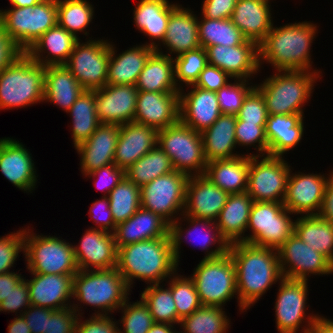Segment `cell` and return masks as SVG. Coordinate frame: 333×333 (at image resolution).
Here are the masks:
<instances>
[{
	"label": "cell",
	"mask_w": 333,
	"mask_h": 333,
	"mask_svg": "<svg viewBox=\"0 0 333 333\" xmlns=\"http://www.w3.org/2000/svg\"><path fill=\"white\" fill-rule=\"evenodd\" d=\"M73 248L79 270H107L117 265L118 248L112 232L89 227Z\"/></svg>",
	"instance_id": "21"
},
{
	"label": "cell",
	"mask_w": 333,
	"mask_h": 333,
	"mask_svg": "<svg viewBox=\"0 0 333 333\" xmlns=\"http://www.w3.org/2000/svg\"><path fill=\"white\" fill-rule=\"evenodd\" d=\"M158 131L137 122L120 125L114 164L126 170L157 145Z\"/></svg>",
	"instance_id": "29"
},
{
	"label": "cell",
	"mask_w": 333,
	"mask_h": 333,
	"mask_svg": "<svg viewBox=\"0 0 333 333\" xmlns=\"http://www.w3.org/2000/svg\"><path fill=\"white\" fill-rule=\"evenodd\" d=\"M308 290L307 280L285 277L281 279L274 302L275 323L279 333H297L298 331L310 333L319 314H314L313 311L310 314L307 313L310 307L307 305Z\"/></svg>",
	"instance_id": "11"
},
{
	"label": "cell",
	"mask_w": 333,
	"mask_h": 333,
	"mask_svg": "<svg viewBox=\"0 0 333 333\" xmlns=\"http://www.w3.org/2000/svg\"><path fill=\"white\" fill-rule=\"evenodd\" d=\"M236 122L234 114H221L220 117L201 133L206 162L233 159L243 154L236 151ZM234 150V151H233Z\"/></svg>",
	"instance_id": "36"
},
{
	"label": "cell",
	"mask_w": 333,
	"mask_h": 333,
	"mask_svg": "<svg viewBox=\"0 0 333 333\" xmlns=\"http://www.w3.org/2000/svg\"><path fill=\"white\" fill-rule=\"evenodd\" d=\"M179 92L138 91L134 122L159 131L179 121Z\"/></svg>",
	"instance_id": "25"
},
{
	"label": "cell",
	"mask_w": 333,
	"mask_h": 333,
	"mask_svg": "<svg viewBox=\"0 0 333 333\" xmlns=\"http://www.w3.org/2000/svg\"><path fill=\"white\" fill-rule=\"evenodd\" d=\"M78 41L57 24L44 33L26 54L44 67L65 65Z\"/></svg>",
	"instance_id": "35"
},
{
	"label": "cell",
	"mask_w": 333,
	"mask_h": 333,
	"mask_svg": "<svg viewBox=\"0 0 333 333\" xmlns=\"http://www.w3.org/2000/svg\"><path fill=\"white\" fill-rule=\"evenodd\" d=\"M249 81L250 80L234 79V82H229L216 92L222 114H237L244 99L255 87V83L253 84Z\"/></svg>",
	"instance_id": "53"
},
{
	"label": "cell",
	"mask_w": 333,
	"mask_h": 333,
	"mask_svg": "<svg viewBox=\"0 0 333 333\" xmlns=\"http://www.w3.org/2000/svg\"><path fill=\"white\" fill-rule=\"evenodd\" d=\"M182 222H184V225ZM185 222L186 227L183 228ZM191 234H195L197 240H195V238H193L194 235L192 236ZM169 235L172 241L173 255L178 266L180 264L181 243L184 242L185 239H190L191 244H193V240H195V242L197 241L196 245L201 248L200 250L205 251L203 259H214L223 256L229 249V244L221 236L216 223L207 219L194 218L183 214L175 222L170 224Z\"/></svg>",
	"instance_id": "17"
},
{
	"label": "cell",
	"mask_w": 333,
	"mask_h": 333,
	"mask_svg": "<svg viewBox=\"0 0 333 333\" xmlns=\"http://www.w3.org/2000/svg\"><path fill=\"white\" fill-rule=\"evenodd\" d=\"M228 253L235 265L238 302L246 310L283 278L277 249L236 242L229 244Z\"/></svg>",
	"instance_id": "1"
},
{
	"label": "cell",
	"mask_w": 333,
	"mask_h": 333,
	"mask_svg": "<svg viewBox=\"0 0 333 333\" xmlns=\"http://www.w3.org/2000/svg\"><path fill=\"white\" fill-rule=\"evenodd\" d=\"M172 171H174V168L170 158L161 147L156 145L125 170V177L141 187Z\"/></svg>",
	"instance_id": "46"
},
{
	"label": "cell",
	"mask_w": 333,
	"mask_h": 333,
	"mask_svg": "<svg viewBox=\"0 0 333 333\" xmlns=\"http://www.w3.org/2000/svg\"><path fill=\"white\" fill-rule=\"evenodd\" d=\"M54 310L31 305L21 316L24 318L31 333H45L46 317Z\"/></svg>",
	"instance_id": "63"
},
{
	"label": "cell",
	"mask_w": 333,
	"mask_h": 333,
	"mask_svg": "<svg viewBox=\"0 0 333 333\" xmlns=\"http://www.w3.org/2000/svg\"><path fill=\"white\" fill-rule=\"evenodd\" d=\"M108 200L115 224L125 222L141 207L140 187L124 177L109 193Z\"/></svg>",
	"instance_id": "48"
},
{
	"label": "cell",
	"mask_w": 333,
	"mask_h": 333,
	"mask_svg": "<svg viewBox=\"0 0 333 333\" xmlns=\"http://www.w3.org/2000/svg\"><path fill=\"white\" fill-rule=\"evenodd\" d=\"M225 308L217 306H201L191 315L180 321L182 333H227L231 319L226 315Z\"/></svg>",
	"instance_id": "47"
},
{
	"label": "cell",
	"mask_w": 333,
	"mask_h": 333,
	"mask_svg": "<svg viewBox=\"0 0 333 333\" xmlns=\"http://www.w3.org/2000/svg\"><path fill=\"white\" fill-rule=\"evenodd\" d=\"M29 228L24 227L23 256L27 271L62 275H75L79 271L72 243L60 236L38 235Z\"/></svg>",
	"instance_id": "8"
},
{
	"label": "cell",
	"mask_w": 333,
	"mask_h": 333,
	"mask_svg": "<svg viewBox=\"0 0 333 333\" xmlns=\"http://www.w3.org/2000/svg\"><path fill=\"white\" fill-rule=\"evenodd\" d=\"M78 316L72 307L54 310L46 317L45 333H76Z\"/></svg>",
	"instance_id": "57"
},
{
	"label": "cell",
	"mask_w": 333,
	"mask_h": 333,
	"mask_svg": "<svg viewBox=\"0 0 333 333\" xmlns=\"http://www.w3.org/2000/svg\"><path fill=\"white\" fill-rule=\"evenodd\" d=\"M173 59L175 83L179 90L186 86L188 88V86L195 85L200 73L208 65L206 49L201 46L173 57Z\"/></svg>",
	"instance_id": "49"
},
{
	"label": "cell",
	"mask_w": 333,
	"mask_h": 333,
	"mask_svg": "<svg viewBox=\"0 0 333 333\" xmlns=\"http://www.w3.org/2000/svg\"><path fill=\"white\" fill-rule=\"evenodd\" d=\"M295 219L294 233L333 263V223L319 215H301Z\"/></svg>",
	"instance_id": "41"
},
{
	"label": "cell",
	"mask_w": 333,
	"mask_h": 333,
	"mask_svg": "<svg viewBox=\"0 0 333 333\" xmlns=\"http://www.w3.org/2000/svg\"><path fill=\"white\" fill-rule=\"evenodd\" d=\"M170 290L175 301L177 315L181 319L191 315L202 306L195 284L190 276H183L176 271L170 277Z\"/></svg>",
	"instance_id": "50"
},
{
	"label": "cell",
	"mask_w": 333,
	"mask_h": 333,
	"mask_svg": "<svg viewBox=\"0 0 333 333\" xmlns=\"http://www.w3.org/2000/svg\"><path fill=\"white\" fill-rule=\"evenodd\" d=\"M195 284L202 306L225 308L231 299L237 298L241 313L247 310L238 302L236 270L231 255L214 259H202L190 275Z\"/></svg>",
	"instance_id": "9"
},
{
	"label": "cell",
	"mask_w": 333,
	"mask_h": 333,
	"mask_svg": "<svg viewBox=\"0 0 333 333\" xmlns=\"http://www.w3.org/2000/svg\"><path fill=\"white\" fill-rule=\"evenodd\" d=\"M161 45L166 49L165 53L162 51ZM198 47H200L198 16L193 9L179 4L170 13L163 41L155 50L173 58ZM174 54L175 56H173Z\"/></svg>",
	"instance_id": "26"
},
{
	"label": "cell",
	"mask_w": 333,
	"mask_h": 333,
	"mask_svg": "<svg viewBox=\"0 0 333 333\" xmlns=\"http://www.w3.org/2000/svg\"><path fill=\"white\" fill-rule=\"evenodd\" d=\"M189 176L176 170L140 187L141 207L159 214L169 224L183 215Z\"/></svg>",
	"instance_id": "14"
},
{
	"label": "cell",
	"mask_w": 333,
	"mask_h": 333,
	"mask_svg": "<svg viewBox=\"0 0 333 333\" xmlns=\"http://www.w3.org/2000/svg\"><path fill=\"white\" fill-rule=\"evenodd\" d=\"M179 3L169 0H139L133 10V23L139 32L148 36L154 49L163 41L170 13Z\"/></svg>",
	"instance_id": "34"
},
{
	"label": "cell",
	"mask_w": 333,
	"mask_h": 333,
	"mask_svg": "<svg viewBox=\"0 0 333 333\" xmlns=\"http://www.w3.org/2000/svg\"><path fill=\"white\" fill-rule=\"evenodd\" d=\"M310 333H333V319L319 315Z\"/></svg>",
	"instance_id": "67"
},
{
	"label": "cell",
	"mask_w": 333,
	"mask_h": 333,
	"mask_svg": "<svg viewBox=\"0 0 333 333\" xmlns=\"http://www.w3.org/2000/svg\"><path fill=\"white\" fill-rule=\"evenodd\" d=\"M231 79L232 78L225 71L208 64L200 73L195 86L217 92L220 88L231 82Z\"/></svg>",
	"instance_id": "61"
},
{
	"label": "cell",
	"mask_w": 333,
	"mask_h": 333,
	"mask_svg": "<svg viewBox=\"0 0 333 333\" xmlns=\"http://www.w3.org/2000/svg\"><path fill=\"white\" fill-rule=\"evenodd\" d=\"M283 277L309 280L311 276L333 274V263L293 233L278 249Z\"/></svg>",
	"instance_id": "16"
},
{
	"label": "cell",
	"mask_w": 333,
	"mask_h": 333,
	"mask_svg": "<svg viewBox=\"0 0 333 333\" xmlns=\"http://www.w3.org/2000/svg\"><path fill=\"white\" fill-rule=\"evenodd\" d=\"M293 215L283 203L254 202L247 224L251 234H246V243L278 249L294 233Z\"/></svg>",
	"instance_id": "12"
},
{
	"label": "cell",
	"mask_w": 333,
	"mask_h": 333,
	"mask_svg": "<svg viewBox=\"0 0 333 333\" xmlns=\"http://www.w3.org/2000/svg\"><path fill=\"white\" fill-rule=\"evenodd\" d=\"M328 177L329 174H317V172L307 174L300 171L293 173L290 170L287 192L283 201L285 208L294 216L318 215Z\"/></svg>",
	"instance_id": "18"
},
{
	"label": "cell",
	"mask_w": 333,
	"mask_h": 333,
	"mask_svg": "<svg viewBox=\"0 0 333 333\" xmlns=\"http://www.w3.org/2000/svg\"><path fill=\"white\" fill-rule=\"evenodd\" d=\"M130 291L132 292L116 267L107 270H79L73 277L72 299L77 301H73L72 308L79 316L84 314L82 308L85 304L95 309L91 315H113L130 298Z\"/></svg>",
	"instance_id": "4"
},
{
	"label": "cell",
	"mask_w": 333,
	"mask_h": 333,
	"mask_svg": "<svg viewBox=\"0 0 333 333\" xmlns=\"http://www.w3.org/2000/svg\"><path fill=\"white\" fill-rule=\"evenodd\" d=\"M45 67L22 53L0 72V110L44 102Z\"/></svg>",
	"instance_id": "6"
},
{
	"label": "cell",
	"mask_w": 333,
	"mask_h": 333,
	"mask_svg": "<svg viewBox=\"0 0 333 333\" xmlns=\"http://www.w3.org/2000/svg\"><path fill=\"white\" fill-rule=\"evenodd\" d=\"M176 325L166 323H154L147 333H175L177 329Z\"/></svg>",
	"instance_id": "69"
},
{
	"label": "cell",
	"mask_w": 333,
	"mask_h": 333,
	"mask_svg": "<svg viewBox=\"0 0 333 333\" xmlns=\"http://www.w3.org/2000/svg\"><path fill=\"white\" fill-rule=\"evenodd\" d=\"M138 89L134 85H110L95 90L96 110L101 124L134 122Z\"/></svg>",
	"instance_id": "22"
},
{
	"label": "cell",
	"mask_w": 333,
	"mask_h": 333,
	"mask_svg": "<svg viewBox=\"0 0 333 333\" xmlns=\"http://www.w3.org/2000/svg\"><path fill=\"white\" fill-rule=\"evenodd\" d=\"M236 117L246 123H266L268 112L265 100L256 87L248 93Z\"/></svg>",
	"instance_id": "55"
},
{
	"label": "cell",
	"mask_w": 333,
	"mask_h": 333,
	"mask_svg": "<svg viewBox=\"0 0 333 333\" xmlns=\"http://www.w3.org/2000/svg\"><path fill=\"white\" fill-rule=\"evenodd\" d=\"M284 157L251 156L246 192L254 202L283 203L290 170Z\"/></svg>",
	"instance_id": "13"
},
{
	"label": "cell",
	"mask_w": 333,
	"mask_h": 333,
	"mask_svg": "<svg viewBox=\"0 0 333 333\" xmlns=\"http://www.w3.org/2000/svg\"><path fill=\"white\" fill-rule=\"evenodd\" d=\"M88 215L96 225L93 227L91 226V228L102 229L112 233L115 231L116 224L110 210L108 197L102 196V198L93 202L90 206Z\"/></svg>",
	"instance_id": "60"
},
{
	"label": "cell",
	"mask_w": 333,
	"mask_h": 333,
	"mask_svg": "<svg viewBox=\"0 0 333 333\" xmlns=\"http://www.w3.org/2000/svg\"><path fill=\"white\" fill-rule=\"evenodd\" d=\"M208 64L225 71L232 80H250L260 73L259 46L250 40L226 47L213 45L206 48Z\"/></svg>",
	"instance_id": "19"
},
{
	"label": "cell",
	"mask_w": 333,
	"mask_h": 333,
	"mask_svg": "<svg viewBox=\"0 0 333 333\" xmlns=\"http://www.w3.org/2000/svg\"><path fill=\"white\" fill-rule=\"evenodd\" d=\"M270 4L271 0H238L230 18L245 38L258 46L274 24Z\"/></svg>",
	"instance_id": "30"
},
{
	"label": "cell",
	"mask_w": 333,
	"mask_h": 333,
	"mask_svg": "<svg viewBox=\"0 0 333 333\" xmlns=\"http://www.w3.org/2000/svg\"><path fill=\"white\" fill-rule=\"evenodd\" d=\"M90 0H57L58 24L80 40L79 34L89 37L95 16ZM89 32H88V31ZM80 32V33H79Z\"/></svg>",
	"instance_id": "44"
},
{
	"label": "cell",
	"mask_w": 333,
	"mask_h": 333,
	"mask_svg": "<svg viewBox=\"0 0 333 333\" xmlns=\"http://www.w3.org/2000/svg\"><path fill=\"white\" fill-rule=\"evenodd\" d=\"M198 35L204 49L213 45L233 47L247 40L231 19H210L202 15L198 17Z\"/></svg>",
	"instance_id": "43"
},
{
	"label": "cell",
	"mask_w": 333,
	"mask_h": 333,
	"mask_svg": "<svg viewBox=\"0 0 333 333\" xmlns=\"http://www.w3.org/2000/svg\"><path fill=\"white\" fill-rule=\"evenodd\" d=\"M266 123H246L237 119L235 137L237 147L247 148L254 147L256 154L252 156L268 155V140L265 134ZM249 148V149H248Z\"/></svg>",
	"instance_id": "52"
},
{
	"label": "cell",
	"mask_w": 333,
	"mask_h": 333,
	"mask_svg": "<svg viewBox=\"0 0 333 333\" xmlns=\"http://www.w3.org/2000/svg\"><path fill=\"white\" fill-rule=\"evenodd\" d=\"M85 40L75 44L64 66L85 90L93 91L107 84L110 41L92 36Z\"/></svg>",
	"instance_id": "15"
},
{
	"label": "cell",
	"mask_w": 333,
	"mask_h": 333,
	"mask_svg": "<svg viewBox=\"0 0 333 333\" xmlns=\"http://www.w3.org/2000/svg\"><path fill=\"white\" fill-rule=\"evenodd\" d=\"M84 177L94 178L93 181L96 179L93 182L95 187L104 192L103 197H108L112 189L125 177V170L112 163L85 174Z\"/></svg>",
	"instance_id": "56"
},
{
	"label": "cell",
	"mask_w": 333,
	"mask_h": 333,
	"mask_svg": "<svg viewBox=\"0 0 333 333\" xmlns=\"http://www.w3.org/2000/svg\"><path fill=\"white\" fill-rule=\"evenodd\" d=\"M32 154L12 137L0 138V171L16 188L32 193L37 185V170Z\"/></svg>",
	"instance_id": "20"
},
{
	"label": "cell",
	"mask_w": 333,
	"mask_h": 333,
	"mask_svg": "<svg viewBox=\"0 0 333 333\" xmlns=\"http://www.w3.org/2000/svg\"><path fill=\"white\" fill-rule=\"evenodd\" d=\"M20 252L24 254V228L0 237V274L11 272Z\"/></svg>",
	"instance_id": "54"
},
{
	"label": "cell",
	"mask_w": 333,
	"mask_h": 333,
	"mask_svg": "<svg viewBox=\"0 0 333 333\" xmlns=\"http://www.w3.org/2000/svg\"><path fill=\"white\" fill-rule=\"evenodd\" d=\"M84 91L64 65L45 67L44 103H53L67 112Z\"/></svg>",
	"instance_id": "39"
},
{
	"label": "cell",
	"mask_w": 333,
	"mask_h": 333,
	"mask_svg": "<svg viewBox=\"0 0 333 333\" xmlns=\"http://www.w3.org/2000/svg\"><path fill=\"white\" fill-rule=\"evenodd\" d=\"M318 215L330 223H333V170L329 172L322 206Z\"/></svg>",
	"instance_id": "65"
},
{
	"label": "cell",
	"mask_w": 333,
	"mask_h": 333,
	"mask_svg": "<svg viewBox=\"0 0 333 333\" xmlns=\"http://www.w3.org/2000/svg\"><path fill=\"white\" fill-rule=\"evenodd\" d=\"M165 283L147 285L140 297L148 305L155 323L177 325L178 328L181 318L177 315L175 301L170 290V277Z\"/></svg>",
	"instance_id": "45"
},
{
	"label": "cell",
	"mask_w": 333,
	"mask_h": 333,
	"mask_svg": "<svg viewBox=\"0 0 333 333\" xmlns=\"http://www.w3.org/2000/svg\"><path fill=\"white\" fill-rule=\"evenodd\" d=\"M179 92V120L196 132L202 133L222 114L217 93L195 85Z\"/></svg>",
	"instance_id": "23"
},
{
	"label": "cell",
	"mask_w": 333,
	"mask_h": 333,
	"mask_svg": "<svg viewBox=\"0 0 333 333\" xmlns=\"http://www.w3.org/2000/svg\"><path fill=\"white\" fill-rule=\"evenodd\" d=\"M0 24L16 46L26 53L44 33L58 24L57 0L0 9Z\"/></svg>",
	"instance_id": "7"
},
{
	"label": "cell",
	"mask_w": 333,
	"mask_h": 333,
	"mask_svg": "<svg viewBox=\"0 0 333 333\" xmlns=\"http://www.w3.org/2000/svg\"><path fill=\"white\" fill-rule=\"evenodd\" d=\"M254 201L247 193L229 194L216 226L228 244L246 242L247 224Z\"/></svg>",
	"instance_id": "37"
},
{
	"label": "cell",
	"mask_w": 333,
	"mask_h": 333,
	"mask_svg": "<svg viewBox=\"0 0 333 333\" xmlns=\"http://www.w3.org/2000/svg\"><path fill=\"white\" fill-rule=\"evenodd\" d=\"M111 317V315H92L83 321L85 317L78 316L76 333H119L118 322Z\"/></svg>",
	"instance_id": "58"
},
{
	"label": "cell",
	"mask_w": 333,
	"mask_h": 333,
	"mask_svg": "<svg viewBox=\"0 0 333 333\" xmlns=\"http://www.w3.org/2000/svg\"><path fill=\"white\" fill-rule=\"evenodd\" d=\"M174 71V59L155 50L138 76L135 87L146 92H180Z\"/></svg>",
	"instance_id": "40"
},
{
	"label": "cell",
	"mask_w": 333,
	"mask_h": 333,
	"mask_svg": "<svg viewBox=\"0 0 333 333\" xmlns=\"http://www.w3.org/2000/svg\"><path fill=\"white\" fill-rule=\"evenodd\" d=\"M116 48L110 41L107 84L135 86L138 76L155 49L142 43L133 45L118 55Z\"/></svg>",
	"instance_id": "32"
},
{
	"label": "cell",
	"mask_w": 333,
	"mask_h": 333,
	"mask_svg": "<svg viewBox=\"0 0 333 333\" xmlns=\"http://www.w3.org/2000/svg\"><path fill=\"white\" fill-rule=\"evenodd\" d=\"M319 26L310 22L287 23L272 26L265 40L259 45V66L271 64L276 71L306 70L322 72L313 68L312 43ZM314 69V70H313Z\"/></svg>",
	"instance_id": "2"
},
{
	"label": "cell",
	"mask_w": 333,
	"mask_h": 333,
	"mask_svg": "<svg viewBox=\"0 0 333 333\" xmlns=\"http://www.w3.org/2000/svg\"><path fill=\"white\" fill-rule=\"evenodd\" d=\"M322 75V72L306 70L275 71L255 87L265 100L268 115L301 114L305 117L304 106L312 98L315 83Z\"/></svg>",
	"instance_id": "5"
},
{
	"label": "cell",
	"mask_w": 333,
	"mask_h": 333,
	"mask_svg": "<svg viewBox=\"0 0 333 333\" xmlns=\"http://www.w3.org/2000/svg\"><path fill=\"white\" fill-rule=\"evenodd\" d=\"M118 312L122 314L117 321L118 326L122 324L119 333H147L155 323L148 305L141 297L139 301L133 303L128 298Z\"/></svg>",
	"instance_id": "51"
},
{
	"label": "cell",
	"mask_w": 333,
	"mask_h": 333,
	"mask_svg": "<svg viewBox=\"0 0 333 333\" xmlns=\"http://www.w3.org/2000/svg\"><path fill=\"white\" fill-rule=\"evenodd\" d=\"M120 133L117 124H100L88 140L75 150L80 157L82 175L114 163L115 148Z\"/></svg>",
	"instance_id": "28"
},
{
	"label": "cell",
	"mask_w": 333,
	"mask_h": 333,
	"mask_svg": "<svg viewBox=\"0 0 333 333\" xmlns=\"http://www.w3.org/2000/svg\"><path fill=\"white\" fill-rule=\"evenodd\" d=\"M30 306L31 303L29 289L27 282L24 278L17 286H15L13 291L0 303V312L3 311L5 313H16L15 315L19 316L22 315Z\"/></svg>",
	"instance_id": "59"
},
{
	"label": "cell",
	"mask_w": 333,
	"mask_h": 333,
	"mask_svg": "<svg viewBox=\"0 0 333 333\" xmlns=\"http://www.w3.org/2000/svg\"><path fill=\"white\" fill-rule=\"evenodd\" d=\"M17 271L0 274V303L7 297L25 277Z\"/></svg>",
	"instance_id": "66"
},
{
	"label": "cell",
	"mask_w": 333,
	"mask_h": 333,
	"mask_svg": "<svg viewBox=\"0 0 333 333\" xmlns=\"http://www.w3.org/2000/svg\"><path fill=\"white\" fill-rule=\"evenodd\" d=\"M238 0H203L201 14L210 19H230Z\"/></svg>",
	"instance_id": "62"
},
{
	"label": "cell",
	"mask_w": 333,
	"mask_h": 333,
	"mask_svg": "<svg viewBox=\"0 0 333 333\" xmlns=\"http://www.w3.org/2000/svg\"><path fill=\"white\" fill-rule=\"evenodd\" d=\"M26 279L31 305L60 310L72 307L73 277L75 275L40 274Z\"/></svg>",
	"instance_id": "27"
},
{
	"label": "cell",
	"mask_w": 333,
	"mask_h": 333,
	"mask_svg": "<svg viewBox=\"0 0 333 333\" xmlns=\"http://www.w3.org/2000/svg\"><path fill=\"white\" fill-rule=\"evenodd\" d=\"M23 52L5 33L0 24V72L10 65Z\"/></svg>",
	"instance_id": "64"
},
{
	"label": "cell",
	"mask_w": 333,
	"mask_h": 333,
	"mask_svg": "<svg viewBox=\"0 0 333 333\" xmlns=\"http://www.w3.org/2000/svg\"><path fill=\"white\" fill-rule=\"evenodd\" d=\"M170 224L159 214L142 207L113 232L117 248L125 245L169 236Z\"/></svg>",
	"instance_id": "31"
},
{
	"label": "cell",
	"mask_w": 333,
	"mask_h": 333,
	"mask_svg": "<svg viewBox=\"0 0 333 333\" xmlns=\"http://www.w3.org/2000/svg\"><path fill=\"white\" fill-rule=\"evenodd\" d=\"M229 194L204 174L189 176L186 184L184 215L216 221Z\"/></svg>",
	"instance_id": "24"
},
{
	"label": "cell",
	"mask_w": 333,
	"mask_h": 333,
	"mask_svg": "<svg viewBox=\"0 0 333 333\" xmlns=\"http://www.w3.org/2000/svg\"><path fill=\"white\" fill-rule=\"evenodd\" d=\"M178 267L170 235L118 248L116 268L130 289L135 280L147 285L162 284L179 270Z\"/></svg>",
	"instance_id": "3"
},
{
	"label": "cell",
	"mask_w": 333,
	"mask_h": 333,
	"mask_svg": "<svg viewBox=\"0 0 333 333\" xmlns=\"http://www.w3.org/2000/svg\"><path fill=\"white\" fill-rule=\"evenodd\" d=\"M43 0H9L11 7L34 6Z\"/></svg>",
	"instance_id": "70"
},
{
	"label": "cell",
	"mask_w": 333,
	"mask_h": 333,
	"mask_svg": "<svg viewBox=\"0 0 333 333\" xmlns=\"http://www.w3.org/2000/svg\"><path fill=\"white\" fill-rule=\"evenodd\" d=\"M7 333H31L30 328L27 326L24 318L19 315L9 323L7 327Z\"/></svg>",
	"instance_id": "68"
},
{
	"label": "cell",
	"mask_w": 333,
	"mask_h": 333,
	"mask_svg": "<svg viewBox=\"0 0 333 333\" xmlns=\"http://www.w3.org/2000/svg\"><path fill=\"white\" fill-rule=\"evenodd\" d=\"M157 145L168 155L174 170L188 176L205 173L207 162L201 133L180 120L158 131Z\"/></svg>",
	"instance_id": "10"
},
{
	"label": "cell",
	"mask_w": 333,
	"mask_h": 333,
	"mask_svg": "<svg viewBox=\"0 0 333 333\" xmlns=\"http://www.w3.org/2000/svg\"><path fill=\"white\" fill-rule=\"evenodd\" d=\"M304 118L301 114L268 115L265 134L269 156L284 157L301 143L305 131Z\"/></svg>",
	"instance_id": "33"
},
{
	"label": "cell",
	"mask_w": 333,
	"mask_h": 333,
	"mask_svg": "<svg viewBox=\"0 0 333 333\" xmlns=\"http://www.w3.org/2000/svg\"><path fill=\"white\" fill-rule=\"evenodd\" d=\"M66 113L71 117V138L76 148L88 140L101 124L96 110L95 90H85Z\"/></svg>",
	"instance_id": "42"
},
{
	"label": "cell",
	"mask_w": 333,
	"mask_h": 333,
	"mask_svg": "<svg viewBox=\"0 0 333 333\" xmlns=\"http://www.w3.org/2000/svg\"><path fill=\"white\" fill-rule=\"evenodd\" d=\"M250 155L245 152L233 159L210 161L204 175L228 194L246 192Z\"/></svg>",
	"instance_id": "38"
}]
</instances>
